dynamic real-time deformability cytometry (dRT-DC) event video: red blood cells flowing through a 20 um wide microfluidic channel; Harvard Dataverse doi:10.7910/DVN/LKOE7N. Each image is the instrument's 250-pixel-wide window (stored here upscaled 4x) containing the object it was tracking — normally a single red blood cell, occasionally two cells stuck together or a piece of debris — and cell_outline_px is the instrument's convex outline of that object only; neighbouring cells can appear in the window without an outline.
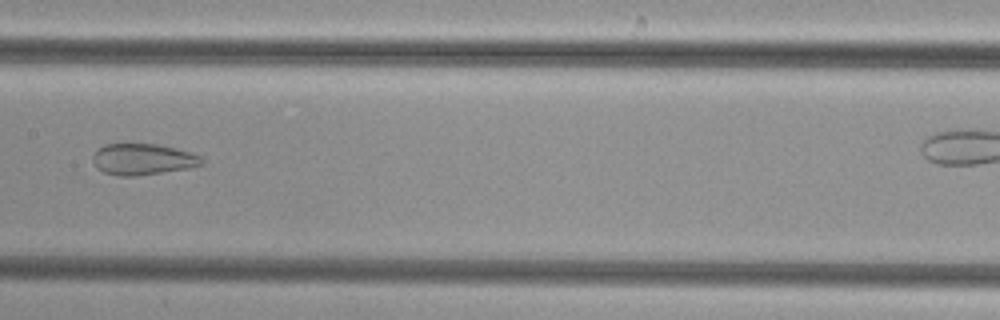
{"species": "common noctule bat (a hibernating species)", "species_latin": "Nyctalus noctula", "temperature_condition": "cold", "stored_images_in_passage": 42, "camera_frame_rate_fps": 3000, "um_per_image_px": 0.085, "animal": {"sex": "female", "body_mass_g": 29.2, "forearm_length_mm": 56.3}, "frame": {"image": 1, "passage_image": 26, "time_ms": 8.333, "image_size_px": [1000, 320], "cell_outline_px": [[204, 164], [192, 168], [136, 176], [116, 176], [104, 172], [96, 168], [92, 160], [92, 156], [96, 148], [104, 144], [156, 144], [188, 152], [200, 156], [204, 160]], "centroid_in_image_um": [12.1, 13.55], "position_along_channel_um": 195.3, "area_um2": 20.0}}
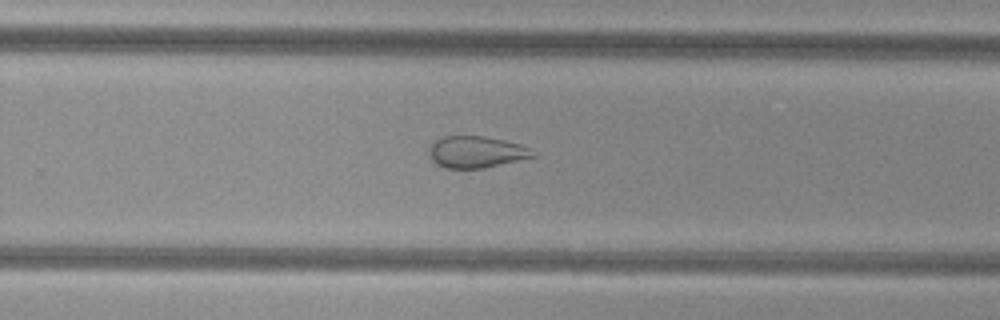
{"frame": {"image": 2, "passage_image": 33, "time_ms": 10.667, "image_size_px": [1000, 320], "cell_outline_px": [[536, 156], [484, 168], [444, 168], [436, 164], [432, 160], [428, 152], [428, 148], [436, 140], [444, 136], [484, 136], [504, 140], [520, 144], [532, 148]], "centroid_in_image_um": [40.48, 12.92], "position_along_channel_um": 289.3, "area_um2": 19.19}}
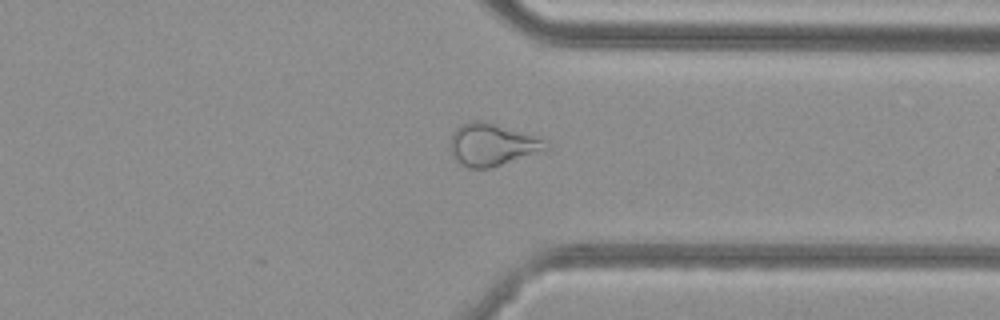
{"frame": {"image": 3, "passage_image": 39, "time_ms": 12.667, "image_size_px": [1000, 320], "cell_outline_px": [[548, 152], [488, 168], [468, 168], [460, 164], [452, 156], [448, 148], [452, 136], [456, 128], [460, 124], [468, 120], [484, 120], [536, 136], [544, 140]], "centroid_in_image_um": [41.83, 12.3], "position_along_channel_um": 369.6, "area_um2": 24.1}}